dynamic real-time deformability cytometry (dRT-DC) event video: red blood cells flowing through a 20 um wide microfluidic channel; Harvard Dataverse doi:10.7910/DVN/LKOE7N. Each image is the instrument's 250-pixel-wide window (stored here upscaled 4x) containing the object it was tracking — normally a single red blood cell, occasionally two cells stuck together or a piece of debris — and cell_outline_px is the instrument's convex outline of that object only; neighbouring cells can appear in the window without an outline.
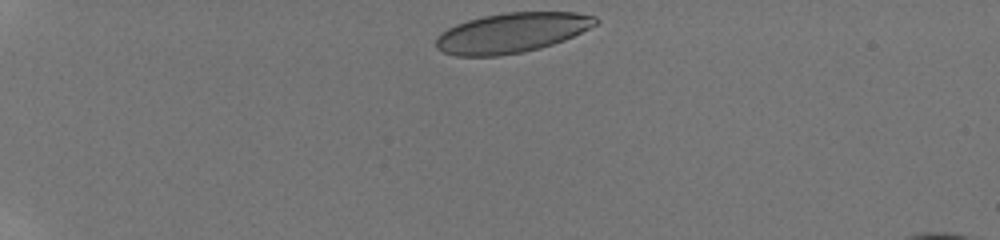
{"species": "human", "species_latin": "Homo sapiens", "temperature_condition": "room temperature", "stored_images_in_passage": 19, "camera_frame_rate_fps": 3000, "um_per_image_px": 0.085, "donor": {"sex": "male"}, "frame": {"image": 1, "passage_image": 1, "time_ms": 0.0, "image_size_px": [1000, 240], "cell_outline_px": [[600, 20], [596, 24], [564, 40], [540, 48], [524, 52], [500, 56], [456, 56], [444, 52], [436, 48], [436, 36], [440, 32], [456, 24], [468, 20], [484, 16], [508, 12], [576, 12], [596, 16]], "centroid_in_image_um": [43.48, 2.79], "position_along_channel_um": 41.5, "area_um2": 37.11}}
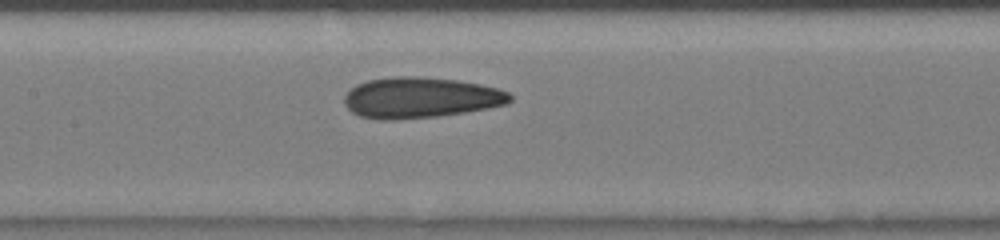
{"frame": {"image": 2, "passage_image": 9, "time_ms": 5.0, "image_size_px": [1000, 240], "cell_outline_px": [[512, 100], [508, 104], [464, 112], [436, 116], [396, 120], [380, 120], [360, 116], [352, 112], [344, 104], [344, 96], [356, 84], [368, 80], [392, 76], [416, 76], [456, 80], [480, 84], [496, 88], [508, 92], [512, 96]], "centroid_in_image_um": [35.72, 8.3], "position_along_channel_um": 171.7, "area_um2": 39.36}}
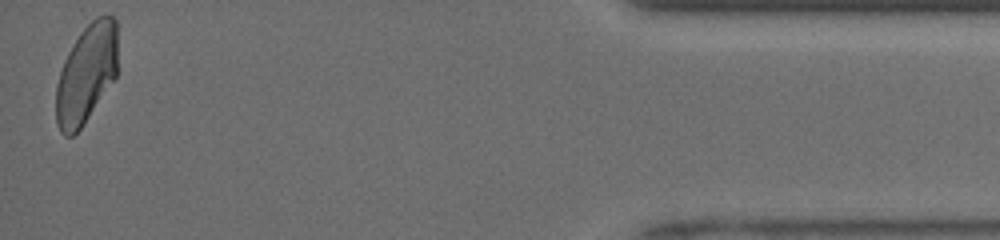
{"frame": {"image": 3, "passage_image": 19, "time_ms": 12.667, "image_size_px": [1000, 240], "cell_outline_px": [[116, 76], [80, 128], [72, 136], [64, 136], [60, 132], [56, 124], [56, 84], [64, 60], [68, 52], [80, 32], [96, 16], [104, 12], [108, 12], [116, 20]], "centroid_in_image_um": [7.32, 6.24], "position_along_channel_um": 427.9, "area_um2": 35.32}, "authors_computed_cell_mechanics": {"area_um2": 38.0902, "velocity_mm_per_s": 4.1267, "shape_relaxation_time_tau1_ms": 6.9206, "shape_relaxation_time_tau2_ms": 1.8131, "deformation_change_tau1": 0.1521, "deformation_change_tau2": 0.07}}